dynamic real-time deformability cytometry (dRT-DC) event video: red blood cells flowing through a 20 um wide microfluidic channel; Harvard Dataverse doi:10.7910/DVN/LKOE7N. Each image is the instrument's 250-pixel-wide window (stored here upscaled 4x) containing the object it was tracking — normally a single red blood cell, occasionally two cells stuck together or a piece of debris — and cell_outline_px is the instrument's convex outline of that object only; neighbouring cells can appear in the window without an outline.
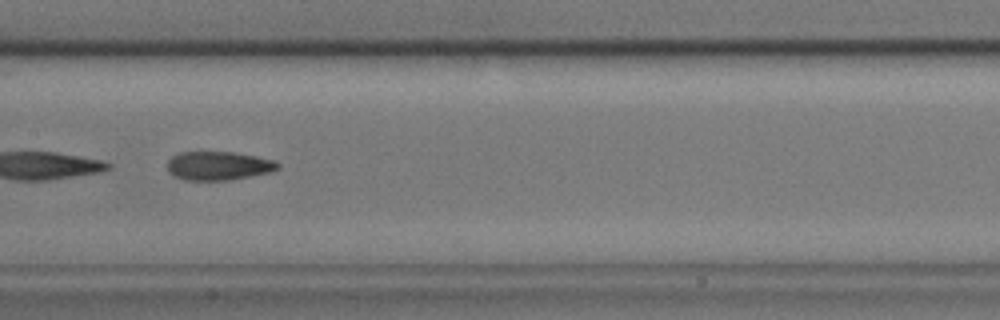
{"species": "common noctule bat (a hibernating species)", "species_latin": "Nyctalus noctula", "temperature_condition": "cold", "stored_images_in_passage": 15, "camera_frame_rate_fps": 3000, "um_per_image_px": 0.085, "animal": {"sex": "male", "body_mass_g": 17.9}, "frame": {"image": 1, "passage_image": 7, "time_ms": 2.0, "image_size_px": [1000, 320], "cell_outline_px": [[280, 168], [272, 172], [228, 180], [184, 180], [168, 172], [168, 160], [172, 156], [180, 152], [232, 152], [256, 156], [272, 160], [280, 164]], "centroid_in_image_um": [18.57, 14.09], "position_along_channel_um": 188.8, "area_um2": 18.44}}